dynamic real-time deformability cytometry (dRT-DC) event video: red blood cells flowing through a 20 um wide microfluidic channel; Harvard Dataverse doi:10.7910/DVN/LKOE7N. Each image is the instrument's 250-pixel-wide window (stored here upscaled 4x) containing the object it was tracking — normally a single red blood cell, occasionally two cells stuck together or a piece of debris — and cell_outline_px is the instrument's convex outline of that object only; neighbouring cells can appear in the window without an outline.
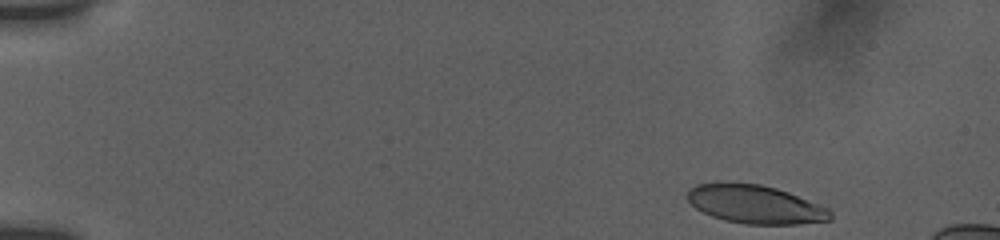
{"species": "human", "species_latin": "Homo sapiens", "temperature_condition": "room temperature", "stored_images_in_passage": 15, "camera_frame_rate_fps": 3000, "um_per_image_px": 0.085, "donor": {"sex": "female"}, "frame": {"image": 1, "passage_image": 1, "time_ms": 0.0, "image_size_px": [1000, 240], "cell_outline_px": [[832, 220], [796, 224], [744, 224], [724, 220], [712, 216], [696, 208], [684, 196], [688, 188], [696, 184], [760, 184], [776, 188], [788, 192], [820, 204], [828, 208], [832, 212]], "centroid_in_image_um": [64.21, 17.38], "position_along_channel_um": 20.8, "area_um2": 31.79}}
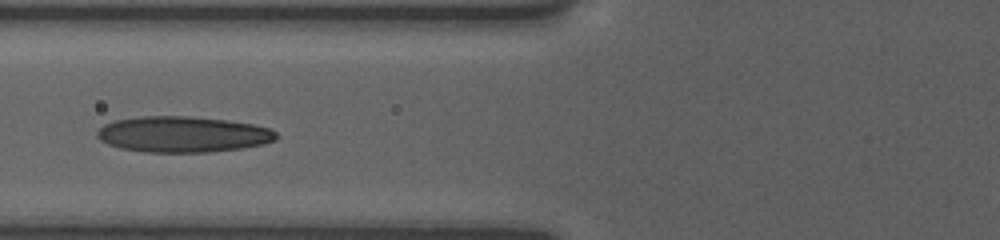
{"frame": {"image": 2, "passage_image": 9, "time_ms": 5.667, "image_size_px": [1000, 240], "cell_outline_px": [[276, 140], [264, 144], [240, 148], [208, 152], [144, 152], [120, 148], [108, 144], [100, 140], [96, 136], [96, 132], [104, 124], [112, 120], [140, 116], [188, 116], [228, 120], [252, 124], [268, 128], [276, 132]], "centroid_in_image_um": [15.5, 11.41], "position_along_channel_um": 110.3, "area_um2": 37.57}}
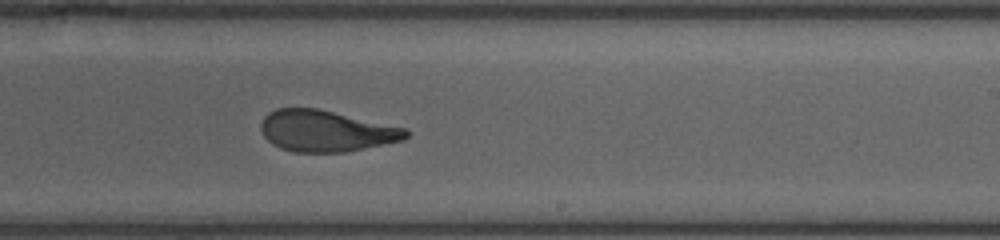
{"frame": {"image": 3, "passage_image": 15, "time_ms": 9.667, "image_size_px": [1000, 240], "cell_outline_px": [[408, 136], [404, 140], [344, 152], [292, 152], [280, 148], [272, 144], [264, 136], [260, 128], [260, 124], [264, 116], [268, 112], [276, 108], [316, 108], [408, 128]], "centroid_in_image_um": [27.69, 11.13], "position_along_channel_um": 261.3, "area_um2": 34.97}}